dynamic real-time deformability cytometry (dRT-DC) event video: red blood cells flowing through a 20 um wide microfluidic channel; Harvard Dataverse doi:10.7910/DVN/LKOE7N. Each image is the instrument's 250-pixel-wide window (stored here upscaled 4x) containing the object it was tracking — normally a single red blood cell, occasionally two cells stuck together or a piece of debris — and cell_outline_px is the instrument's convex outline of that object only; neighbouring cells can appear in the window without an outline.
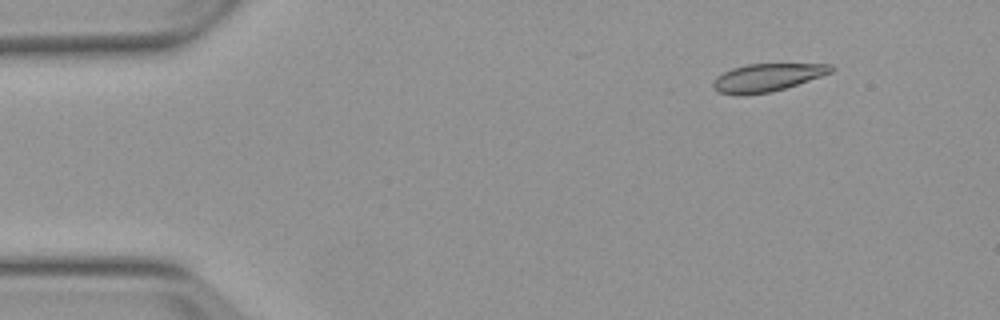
{"species": "Egyptian fruit bat (a non-hibernating species)", "species_latin": "Rousettus aegyptiacus", "temperature_condition": "warm", "stored_images_in_passage": 3, "camera_frame_rate_fps": 3000, "um_per_image_px": 0.085, "animal": {"sex": "female"}, "frame": {"image": 1, "passage_image": 1, "time_ms": 0.0, "image_size_px": [1000, 320], "cell_outline_px": [[836, 68], [832, 72], [772, 92], [740, 96], [736, 96], [716, 92], [712, 88], [712, 84], [716, 76], [732, 68], [748, 64], [832, 64]], "centroid_in_image_um": [65.14, 6.6], "position_along_channel_um": 19.9, "area_um2": 19.25}}